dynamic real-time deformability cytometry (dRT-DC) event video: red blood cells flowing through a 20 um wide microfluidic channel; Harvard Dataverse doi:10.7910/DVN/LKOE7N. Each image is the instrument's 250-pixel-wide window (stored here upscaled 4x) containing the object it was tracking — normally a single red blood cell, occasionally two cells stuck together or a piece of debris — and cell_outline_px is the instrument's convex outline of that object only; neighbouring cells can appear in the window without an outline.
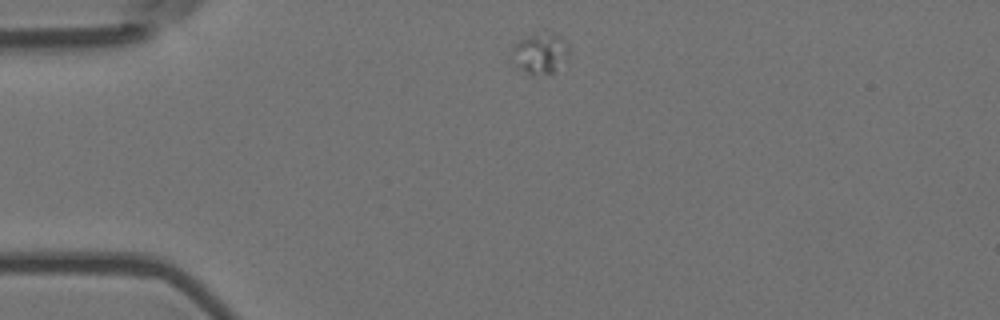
{"species": "Egyptian fruit bat (a non-hibernating species)", "species_latin": "Rousettus aegyptiacus", "temperature_condition": "room temperature", "stored_images_in_passage": 2, "camera_frame_rate_fps": 3000, "um_per_image_px": 0.085, "animal": {"sex": "female"}, "frame": {"image": 1, "passage_image": 1, "time_ms": 0.0, "image_size_px": [1000, 320], "cell_outline_px": [[568, 60], [552, 72], [532, 76], [512, 64], [508, 60], [512, 44], [524, 36], [552, 32], [556, 32], [568, 44]], "centroid_in_image_um": [45.84, 4.53], "position_along_channel_um": 39.2, "area_um2": 14.16}}